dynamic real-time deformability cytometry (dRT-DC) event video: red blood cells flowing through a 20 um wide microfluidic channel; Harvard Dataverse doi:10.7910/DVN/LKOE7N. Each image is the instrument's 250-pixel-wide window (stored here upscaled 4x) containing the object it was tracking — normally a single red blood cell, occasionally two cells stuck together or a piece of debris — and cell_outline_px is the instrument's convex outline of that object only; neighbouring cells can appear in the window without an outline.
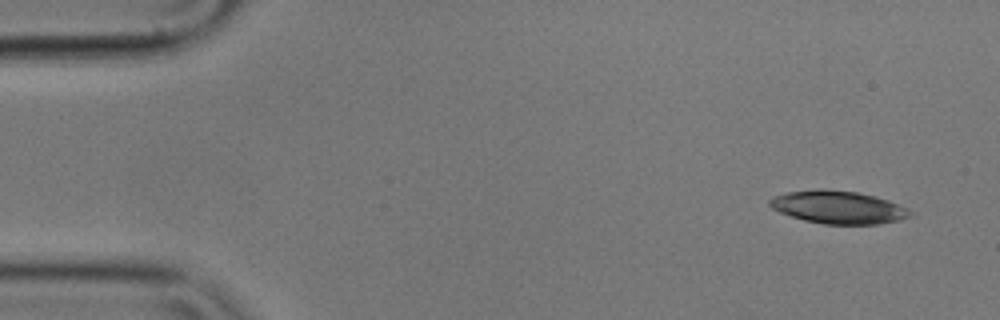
{"species": "common noctule bat (a hibernating species)", "species_latin": "Nyctalus noctula", "temperature_condition": "cold", "stored_images_in_passage": 4, "camera_frame_rate_fps": 3000, "um_per_image_px": 0.085, "animal": {"sex": "male", "body_mass_g": 17.9}, "frame": {"image": 1, "passage_image": 1, "time_ms": 0.0, "image_size_px": [1000, 320], "cell_outline_px": [[912, 216], [900, 220], [880, 224], [824, 224], [804, 220], [780, 212], [772, 208], [768, 204], [768, 200], [772, 196], [784, 192], [820, 188], [856, 192], [876, 196], [888, 200], [908, 208], [912, 212]], "centroid_in_image_um": [71.24, 17.6], "position_along_channel_um": 13.8, "area_um2": 27.11}}
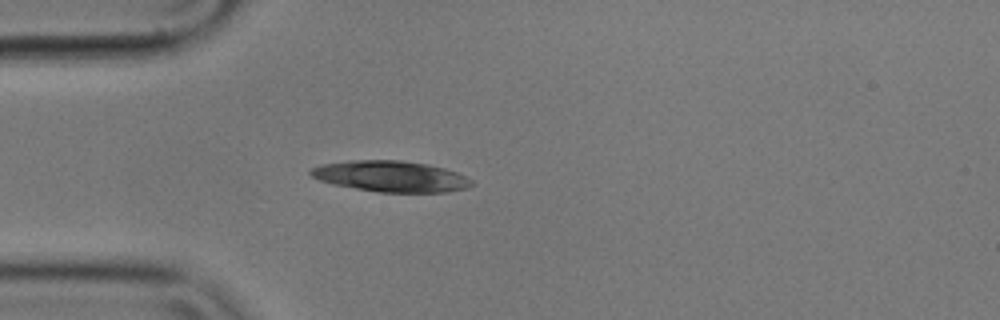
{"frame": {"image": 2, "passage_image": 4, "time_ms": 1.0, "image_size_px": [1000, 320], "cell_outline_px": [[476, 184], [468, 188], [448, 192], [376, 192], [332, 184], [320, 180], [312, 176], [308, 172], [312, 168], [320, 164], [348, 160], [400, 160], [428, 164], [444, 168], [456, 172], [472, 180]], "centroid_in_image_um": [33.23, 14.99], "position_along_channel_um": 51.8, "area_um2": 29.25}}